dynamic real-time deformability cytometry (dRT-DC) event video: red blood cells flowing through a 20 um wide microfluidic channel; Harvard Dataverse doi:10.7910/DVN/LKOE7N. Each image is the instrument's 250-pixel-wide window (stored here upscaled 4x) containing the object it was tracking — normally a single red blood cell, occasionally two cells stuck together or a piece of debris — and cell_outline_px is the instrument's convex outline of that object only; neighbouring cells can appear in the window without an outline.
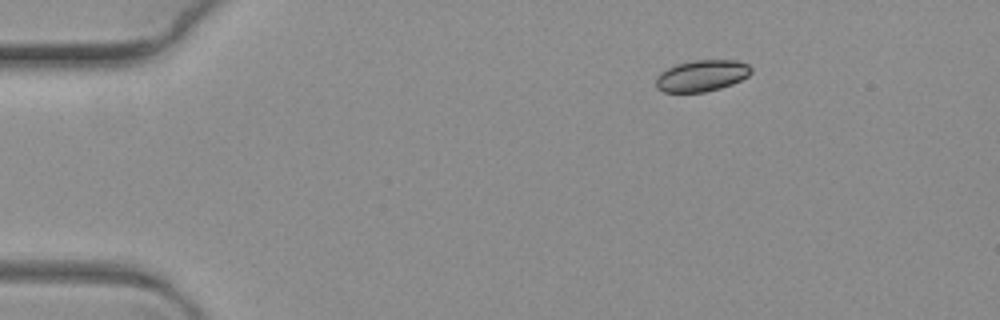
{"species": "common noctule bat (a hibernating species)", "species_latin": "Nyctalus noctula", "temperature_condition": "warm", "stored_images_in_passage": 4, "camera_frame_rate_fps": 3000, "um_per_image_px": 0.085, "animal": {"sex": "female", "body_mass_g": 19.3, "forearm_length_mm": 54.1}, "frame": {"image": 1, "passage_image": 1, "time_ms": 0.0, "image_size_px": [1000, 320], "cell_outline_px": [[752, 72], [748, 76], [732, 84], [720, 88], [704, 92], [664, 92], [656, 88], [656, 76], [660, 72], [676, 64], [692, 60], [736, 60], [748, 64], [752, 68]], "centroid_in_image_um": [59.64, 6.43], "position_along_channel_um": 25.4, "area_um2": 17.51}}
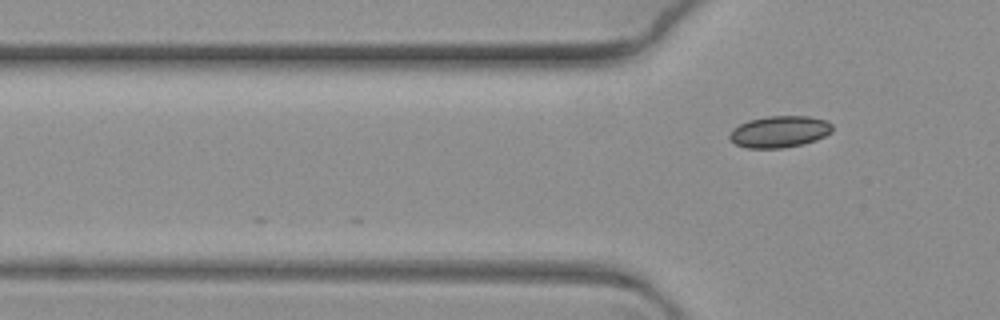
{"frame": {"image": 2, "passage_image": 4, "time_ms": 1.0, "image_size_px": [1000, 320], "cell_outline_px": [[832, 132], [816, 140], [804, 144], [784, 148], [748, 148], [736, 144], [728, 136], [732, 128], [748, 120], [768, 116], [808, 116], [828, 120], [832, 124]], "centroid_in_image_um": [66.27, 11.19], "position_along_channel_um": 59.5, "area_um2": 19.07}}